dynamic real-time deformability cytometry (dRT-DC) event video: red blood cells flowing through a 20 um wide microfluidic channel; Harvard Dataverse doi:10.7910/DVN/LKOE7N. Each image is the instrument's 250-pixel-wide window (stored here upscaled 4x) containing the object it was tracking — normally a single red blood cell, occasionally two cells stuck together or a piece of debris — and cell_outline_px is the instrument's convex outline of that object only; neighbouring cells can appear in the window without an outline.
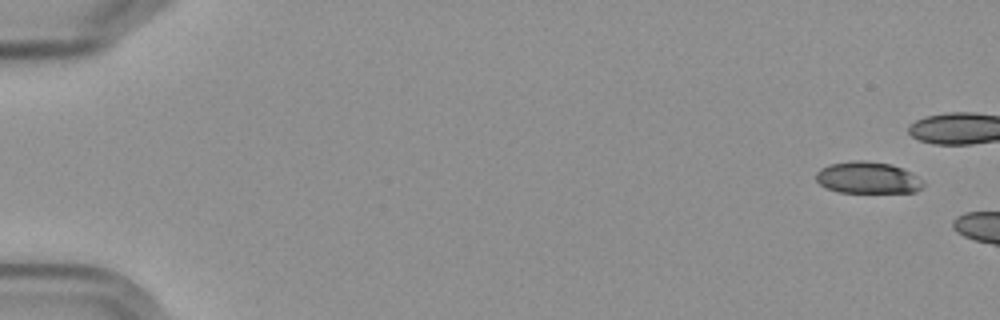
{"species": "Egyptian fruit bat (a non-hibernating species)", "species_latin": "Rousettus aegyptiacus", "temperature_condition": "cold", "stored_images_in_passage": 4, "camera_frame_rate_fps": 3000, "um_per_image_px": 0.085, "frame": {"image": 1, "passage_image": 1, "time_ms": 0.0, "image_size_px": [1000, 320], "cell_outline_px": [[924, 184], [916, 192], [840, 192], [828, 188], [820, 184], [816, 180], [816, 172], [820, 168], [828, 164], [852, 160], [864, 160], [892, 164], [924, 180]], "centroid_in_image_um": [73.73, 15.09], "position_along_channel_um": 11.3, "area_um2": 19.77}}